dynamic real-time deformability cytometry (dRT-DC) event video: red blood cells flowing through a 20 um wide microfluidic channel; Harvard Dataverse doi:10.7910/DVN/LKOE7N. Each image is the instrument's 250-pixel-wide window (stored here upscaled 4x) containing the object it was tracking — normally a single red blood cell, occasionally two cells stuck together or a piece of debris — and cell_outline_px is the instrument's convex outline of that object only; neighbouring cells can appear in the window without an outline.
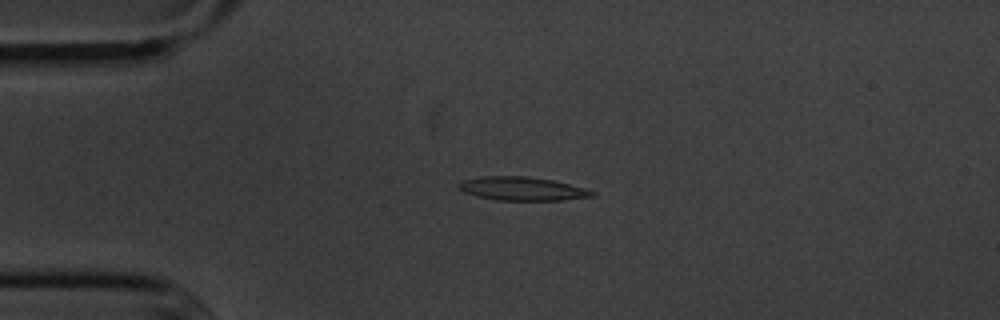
{"species": "common noctule bat (a hibernating species)", "species_latin": "Nyctalus noctula", "temperature_condition": "cold", "stored_images_in_passage": 3, "camera_frame_rate_fps": 3000, "um_per_image_px": 0.085, "animal": {"sex": "male", "body_mass_g": 20.1, "forearm_length_mm": 53.5}, "frame": {"image": 1, "passage_image": 2, "time_ms": 1.333, "image_size_px": [1000, 320], "cell_outline_px": [[596, 196], [560, 200], [496, 200], [476, 196], [464, 192], [456, 184], [464, 180], [484, 176], [528, 176], [552, 180], [568, 184], [596, 192]], "centroid_in_image_um": [44.37, 16.04], "position_along_channel_um": 40.6, "area_um2": 18.15}}